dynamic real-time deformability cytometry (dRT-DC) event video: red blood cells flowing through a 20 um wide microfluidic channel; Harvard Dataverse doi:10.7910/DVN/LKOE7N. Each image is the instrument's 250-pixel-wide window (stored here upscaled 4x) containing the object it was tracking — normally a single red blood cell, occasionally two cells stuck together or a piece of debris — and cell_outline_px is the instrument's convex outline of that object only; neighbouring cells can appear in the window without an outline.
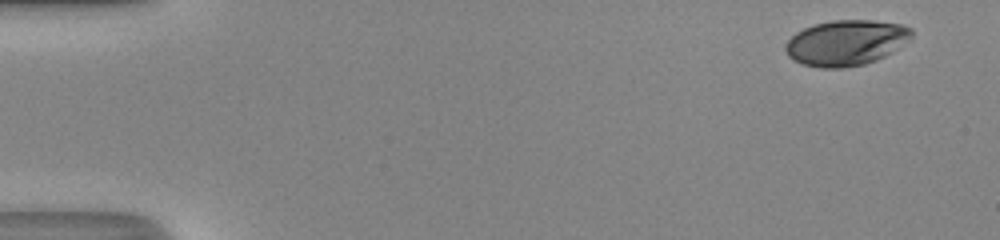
{"species": "human", "species_latin": "Homo sapiens", "temperature_condition": "room temperature", "stored_images_in_passage": 47, "camera_frame_rate_fps": 3000, "um_per_image_px": 0.085, "donor": {"sex": "male"}, "frame": {"image": 1, "passage_image": 1, "time_ms": 0.0, "image_size_px": [1000, 240], "cell_outline_px": [[912, 36], [892, 52], [876, 60], [864, 64], [840, 68], [824, 68], [804, 64], [792, 60], [788, 56], [784, 48], [788, 40], [796, 32], [804, 28], [816, 24], [832, 20], [872, 20], [904, 24], [912, 28]], "centroid_in_image_um": [71.91, 3.62], "position_along_channel_um": 13.1, "area_um2": 33.35}}
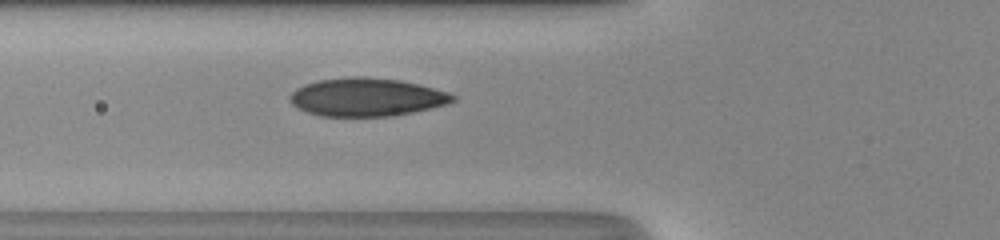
{"frame": {"image": 2, "passage_image": 17, "time_ms": 5.333, "image_size_px": [1000, 240], "cell_outline_px": [[456, 100], [448, 104], [412, 112], [392, 116], [320, 116], [296, 108], [288, 100], [288, 96], [296, 88], [304, 84], [316, 80], [352, 76], [364, 76], [400, 80], [448, 92], [456, 96]], "centroid_in_image_um": [31.12, 8.25], "position_along_channel_um": 94.7, "area_um2": 36.41}}
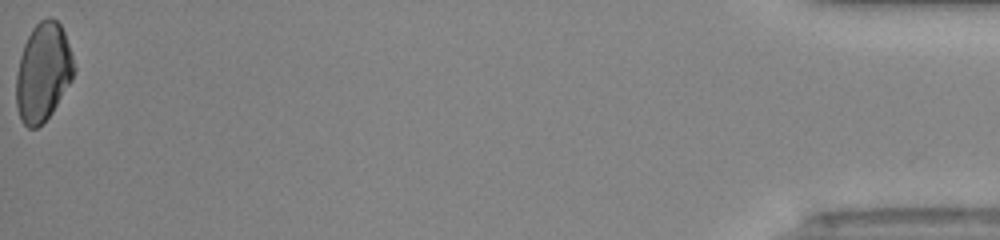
{"frame": {"image": 3, "passage_image": 47, "time_ms": 15.333, "image_size_px": [1000, 240], "cell_outline_px": [[76, 68], [72, 80], [52, 112], [36, 128], [28, 128], [20, 120], [16, 108], [16, 76], [20, 56], [24, 44], [32, 28], [40, 20], [48, 16], [52, 16], [60, 24], [64, 32]], "centroid_in_image_um": [3.65, 6.13], "position_along_channel_um": 431.5, "area_um2": 33.12}, "authors_computed_cell_mechanics": {"area_um2": 34.1598, "velocity_mm_per_s": 4.3644, "shape_relaxation_time_tau1_ms": 4.7392, "shape_relaxation_time_tau2_ms": 0.7664, "deformation_change_tau1": 0.1613, "deformation_change_tau2": 0.0378}}